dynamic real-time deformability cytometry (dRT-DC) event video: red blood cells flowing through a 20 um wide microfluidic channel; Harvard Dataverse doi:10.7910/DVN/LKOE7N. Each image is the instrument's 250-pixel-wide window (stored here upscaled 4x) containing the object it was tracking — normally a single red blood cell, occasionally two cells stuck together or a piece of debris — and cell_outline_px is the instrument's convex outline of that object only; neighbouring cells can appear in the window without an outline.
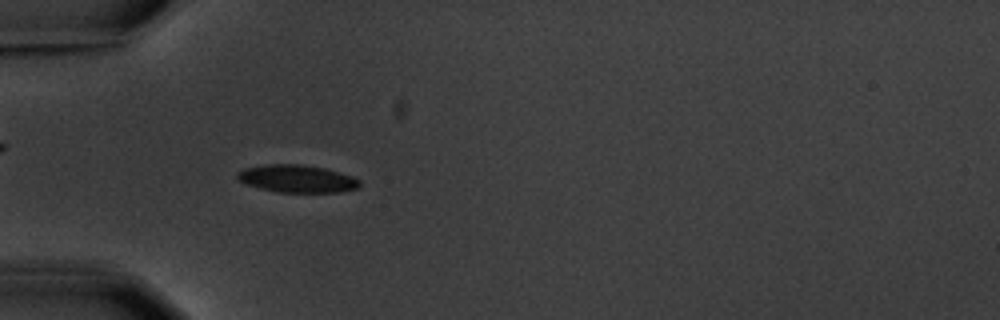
{"species": "common noctule bat (a hibernating species)", "species_latin": "Nyctalus noctula", "temperature_condition": "warm", "stored_images_in_passage": 8, "camera_frame_rate_fps": 3000, "um_per_image_px": 0.085, "animal": {"sex": "male", "body_mass_g": 20.1, "forearm_length_mm": 53.5}, "frame": {"image": 1, "passage_image": 6, "time_ms": 5.667, "image_size_px": [1000, 320], "cell_outline_px": [[360, 188], [340, 192], [276, 192], [260, 188], [248, 184], [240, 180], [236, 176], [236, 172], [244, 168], [264, 164], [300, 164], [324, 168], [352, 176], [360, 180]], "centroid_in_image_um": [25.25, 15.19], "position_along_channel_um": 59.7, "area_um2": 19.65}}
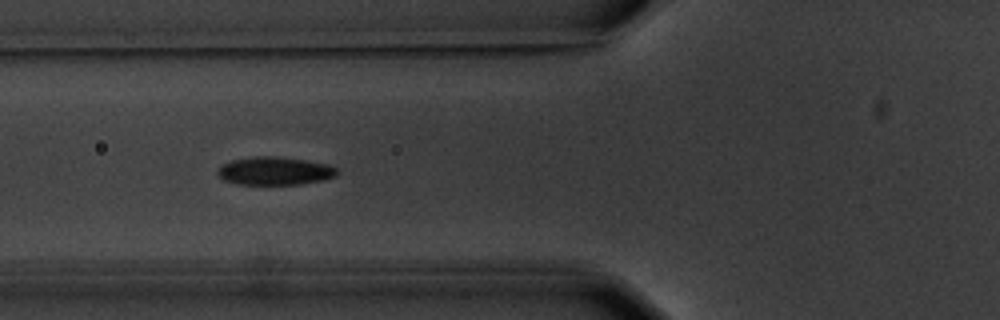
{"frame": {"image": 2, "passage_image": 7, "time_ms": 7.0, "image_size_px": [1000, 320], "cell_outline_px": [[340, 172], [336, 176], [320, 180], [300, 184], [236, 184], [224, 180], [216, 172], [220, 164], [232, 160], [256, 156], [272, 156], [304, 160], [328, 164], [336, 168]], "centroid_in_image_um": [23.33, 14.53], "position_along_channel_um": 102.5, "area_um2": 19.48}}